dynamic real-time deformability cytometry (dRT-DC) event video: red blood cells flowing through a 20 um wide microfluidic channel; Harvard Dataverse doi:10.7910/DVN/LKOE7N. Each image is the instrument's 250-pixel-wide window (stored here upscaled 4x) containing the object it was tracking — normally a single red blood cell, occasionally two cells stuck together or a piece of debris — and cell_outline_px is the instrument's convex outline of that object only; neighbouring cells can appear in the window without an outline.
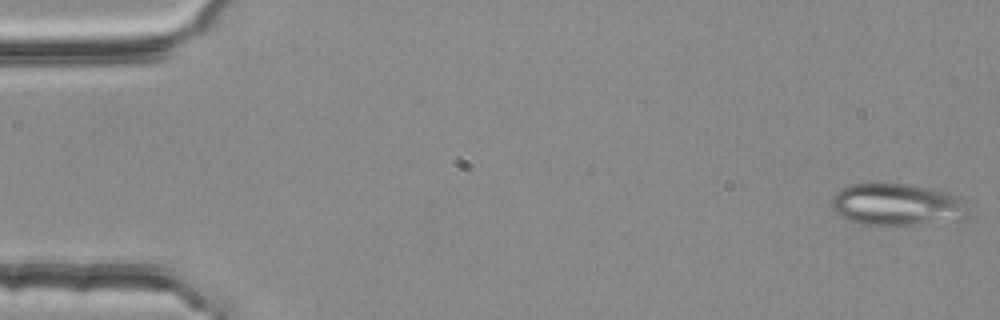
{"species": "common noctule bat (a hibernating species)", "species_latin": "Nyctalus noctula", "temperature_condition": "room temperature", "stored_images_in_passage": 51, "segment_of_instrument_passage": [1, 2], "camera_frame_rate_fps": 3000, "um_per_image_px": 0.085, "animal": {"sex": "female", "body_mass_g": 25.1}, "frame": {"image": 1, "passage_image": 1, "time_ms": 0.0, "image_size_px": [1000, 320], "cell_outline_px": [[972, 212], [964, 220], [912, 224], [860, 224], [848, 220], [840, 216], [832, 208], [832, 196], [840, 188], [852, 184], [912, 184], [936, 188], [952, 192], [960, 196], [964, 200]], "centroid_in_image_um": [76.35, 17.37], "position_along_channel_um": 8.6, "area_um2": 34.1}}